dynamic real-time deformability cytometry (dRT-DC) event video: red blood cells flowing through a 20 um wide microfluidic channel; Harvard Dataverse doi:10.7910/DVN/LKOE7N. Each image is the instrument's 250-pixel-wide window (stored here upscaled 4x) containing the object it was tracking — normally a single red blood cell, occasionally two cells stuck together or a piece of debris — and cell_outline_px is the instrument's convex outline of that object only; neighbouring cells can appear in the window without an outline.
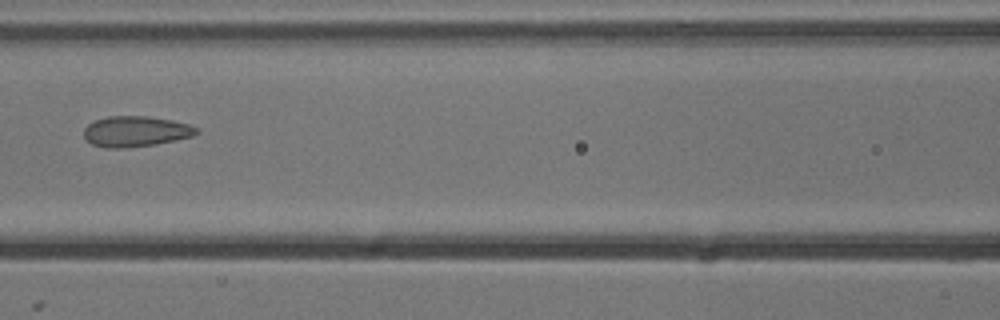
{"species": "common noctule bat (a hibernating species)", "species_latin": "Nyctalus noctula", "temperature_condition": "cold", "stored_images_in_passage": 5, "camera_frame_rate_fps": 3000, "um_per_image_px": 0.085, "animal": {"sex": "male", "body_mass_g": 13.3}, "frame": {"image": 1, "passage_image": 5, "time_ms": 1.333, "image_size_px": [1000, 320], "cell_outline_px": [[200, 132], [192, 136], [176, 140], [156, 144], [120, 148], [108, 148], [92, 144], [84, 136], [84, 128], [88, 124], [96, 120], [108, 116], [148, 116], [172, 120], [188, 124], [200, 128]], "centroid_in_image_um": [11.56, 11.16], "position_along_channel_um": 155.0, "area_um2": 20.06}}